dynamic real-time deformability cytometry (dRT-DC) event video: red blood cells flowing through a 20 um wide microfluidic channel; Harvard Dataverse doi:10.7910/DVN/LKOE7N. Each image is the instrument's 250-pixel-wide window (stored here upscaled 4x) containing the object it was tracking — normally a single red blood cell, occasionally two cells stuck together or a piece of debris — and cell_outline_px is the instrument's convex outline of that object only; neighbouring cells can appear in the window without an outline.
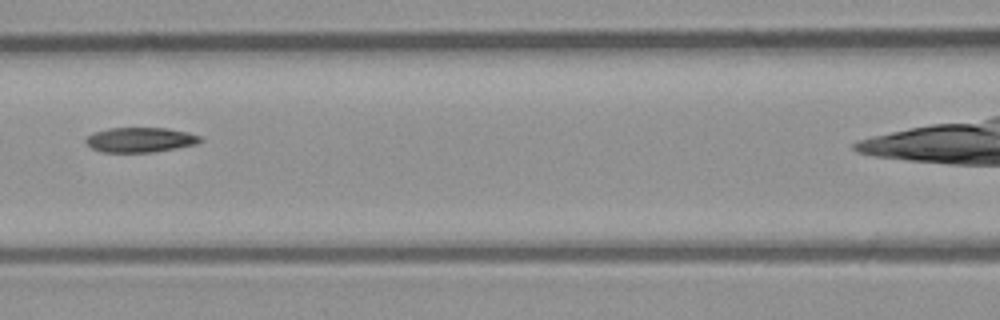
{"species": "common noctule bat (a hibernating species)", "species_latin": "Nyctalus noctula", "temperature_condition": "room temperature", "stored_images_in_passage": 6, "camera_frame_rate_fps": 3000, "um_per_image_px": 0.085, "animal": {"sex": "male", "body_mass_g": 23.1, "forearm_length_mm": 52.7}, "frame": {"image": 1, "passage_image": 5, "time_ms": 1.333, "image_size_px": [1000, 320], "cell_outline_px": [[204, 140], [196, 144], [176, 148], [152, 152], [104, 152], [92, 148], [84, 140], [92, 132], [108, 128], [168, 128], [188, 132], [200, 136]], "centroid_in_image_um": [11.93, 11.87], "position_along_channel_um": 154.7, "area_um2": 16.59}}